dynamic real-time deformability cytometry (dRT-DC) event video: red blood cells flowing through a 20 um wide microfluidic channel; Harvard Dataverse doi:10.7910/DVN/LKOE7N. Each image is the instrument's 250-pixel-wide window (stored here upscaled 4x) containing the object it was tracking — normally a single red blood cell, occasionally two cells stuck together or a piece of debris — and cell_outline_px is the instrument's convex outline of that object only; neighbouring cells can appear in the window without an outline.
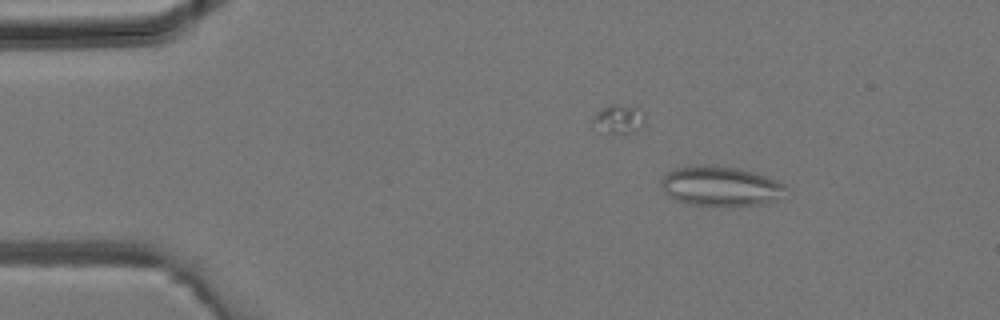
{"species": "common noctule bat (a hibernating species)", "species_latin": "Nyctalus noctula", "temperature_condition": "room temperature", "stored_images_in_passage": 42, "camera_frame_rate_fps": 3000, "um_per_image_px": 0.085, "animal": {"sex": "male", "body_mass_g": 19.2, "forearm_length_mm": 51.8}, "frame": {"image": 1, "passage_image": 5, "time_ms": 1.333, "image_size_px": [1000, 320], "cell_outline_px": [[784, 188], [776, 200], [760, 204], [732, 208], [724, 208], [688, 204], [676, 200], [668, 196], [664, 192], [660, 184], [660, 180], [668, 172], [676, 168], [696, 164], [736, 168], [756, 172], [768, 176], [784, 184]], "centroid_in_image_um": [61.19, 15.85], "position_along_channel_um": 23.8, "area_um2": 29.42}}
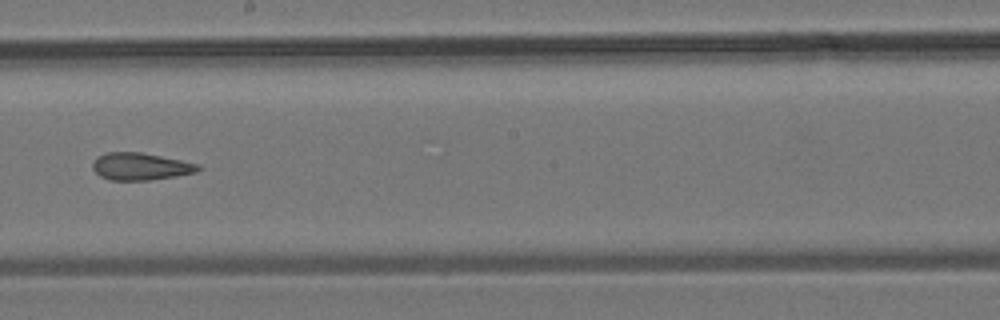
{"frame": {"image": 2, "passage_image": 23, "time_ms": 7.333, "image_size_px": [1000, 320], "cell_outline_px": [[204, 168], [196, 172], [176, 176], [148, 180], [112, 180], [100, 176], [92, 168], [92, 164], [96, 156], [108, 152], [140, 152], [200, 164]], "centroid_in_image_um": [11.95, 14.14], "position_along_channel_um": 236.2, "area_um2": 16.76}}
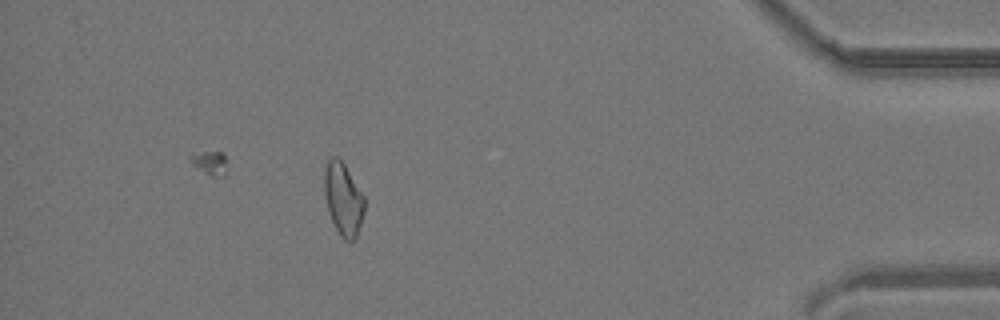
{"frame": {"image": 3, "passage_image": 37, "time_ms": 12.0, "image_size_px": [1000, 320], "cell_outline_px": [[364, 208], [356, 240], [352, 244], [344, 240], [340, 236], [328, 212], [324, 192], [324, 168], [328, 156], [336, 156], [344, 164], [364, 196]], "centroid_in_image_um": [29.15, 16.93], "position_along_channel_um": 406.0, "area_um2": 17.11}}